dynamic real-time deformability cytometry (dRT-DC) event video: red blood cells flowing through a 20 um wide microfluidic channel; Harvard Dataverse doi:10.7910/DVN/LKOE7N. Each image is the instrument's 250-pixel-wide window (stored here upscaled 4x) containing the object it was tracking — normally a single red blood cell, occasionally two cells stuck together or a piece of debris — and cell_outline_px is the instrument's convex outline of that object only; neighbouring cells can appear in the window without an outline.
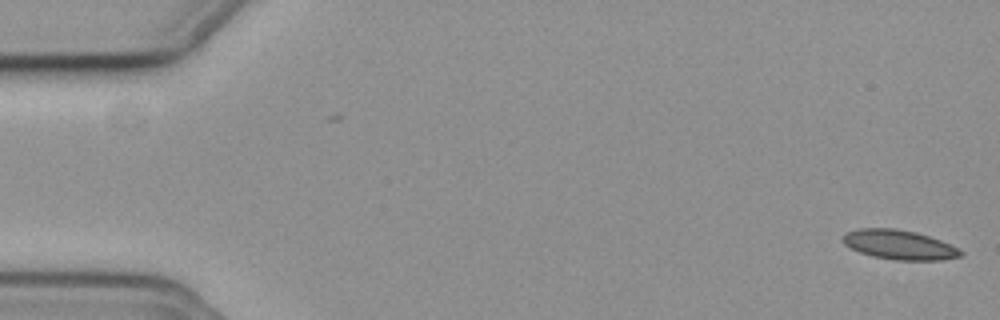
{"species": "common noctule bat (a hibernating species)", "species_latin": "Nyctalus noctula", "temperature_condition": "cold", "stored_images_in_passage": 55, "camera_frame_rate_fps": 3000, "um_per_image_px": 0.085, "animal": {"sex": "female", "body_mass_g": 19.3, "forearm_length_mm": 54.1}, "frame": {"image": 1, "passage_image": 1, "time_ms": 0.0, "image_size_px": [1000, 320], "cell_outline_px": [[964, 252], [960, 256], [944, 260], [896, 260], [872, 256], [860, 252], [844, 244], [844, 236], [848, 232], [860, 228], [892, 228], [916, 232], [940, 240]], "centroid_in_image_um": [76.45, 20.81], "position_along_channel_um": 8.6, "area_um2": 19.88}}
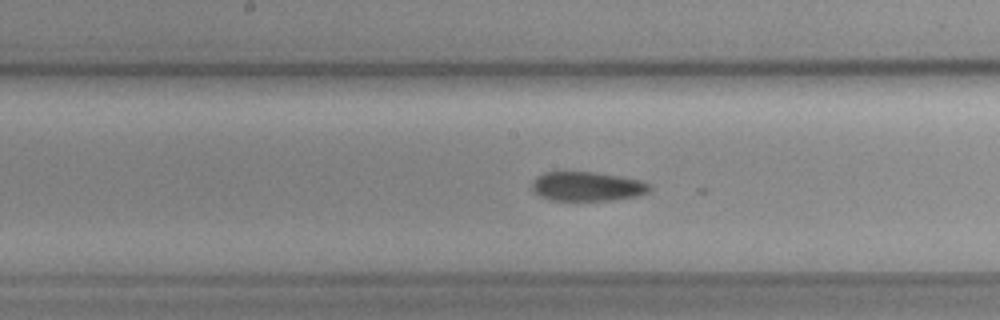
{"frame": {"image": 2, "passage_image": 28, "time_ms": 9.0, "image_size_px": [1000, 320], "cell_outline_px": [[652, 188], [648, 192], [636, 196], [612, 200], [548, 200], [540, 196], [532, 188], [532, 184], [544, 172], [596, 172], [620, 176], [640, 180], [648, 184]], "centroid_in_image_um": [49.94, 15.85], "position_along_channel_um": 198.3, "area_um2": 19.83}}
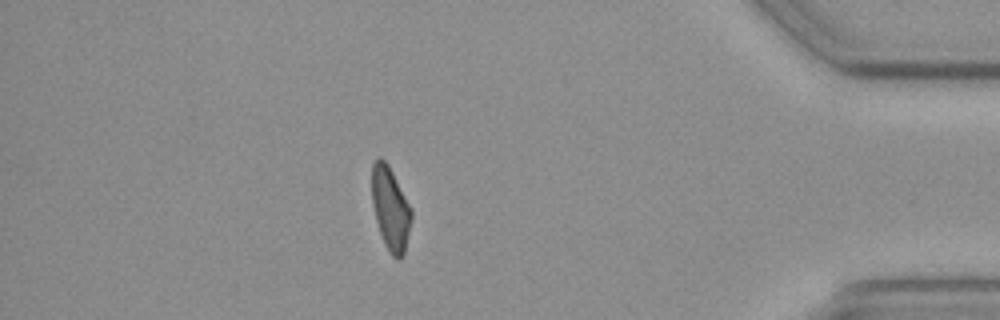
{"frame": {"image": 3, "passage_image": 48, "time_ms": 15.667, "image_size_px": [1000, 320], "cell_outline_px": [[412, 220], [404, 256], [400, 260], [396, 260], [388, 252], [384, 244], [376, 220], [372, 204], [372, 164], [380, 156], [388, 164], [412, 208]], "centroid_in_image_um": [33.21, 17.78], "position_along_channel_um": 402.0, "area_um2": 19.48}}